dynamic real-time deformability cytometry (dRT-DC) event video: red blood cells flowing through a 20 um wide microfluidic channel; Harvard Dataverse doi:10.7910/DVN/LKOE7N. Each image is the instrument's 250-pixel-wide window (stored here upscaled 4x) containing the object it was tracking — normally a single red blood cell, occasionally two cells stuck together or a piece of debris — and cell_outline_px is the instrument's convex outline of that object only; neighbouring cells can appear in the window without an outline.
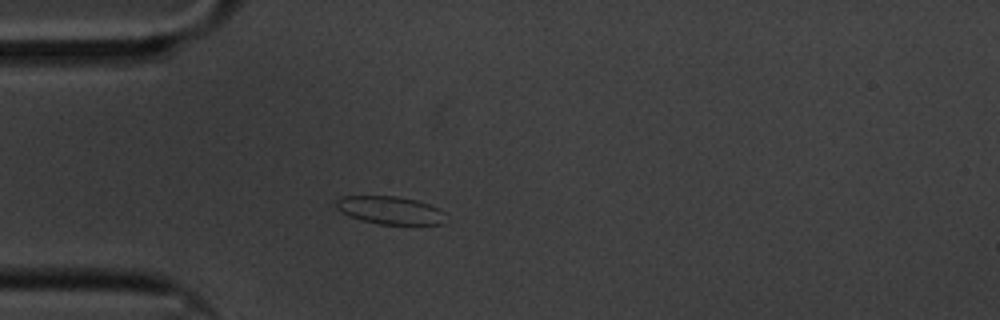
{"species": "common noctule bat (a hibernating species)", "species_latin": "Nyctalus noctula", "temperature_condition": "cold", "stored_images_in_passage": 31, "camera_frame_rate_fps": 3000, "um_per_image_px": 0.085, "animal": {"sex": "male", "body_mass_g": 20.1, "forearm_length_mm": 53.5}, "frame": {"image": 1, "passage_image": 1, "time_ms": 0.0, "image_size_px": [1000, 320], "cell_outline_px": [[444, 224], [380, 224], [360, 220], [348, 216], [340, 212], [336, 208], [336, 200], [340, 196], [396, 196], [416, 200], [428, 204], [444, 212]], "centroid_in_image_um": [33.1, 17.87], "position_along_channel_um": 51.9, "area_um2": 17.8}}
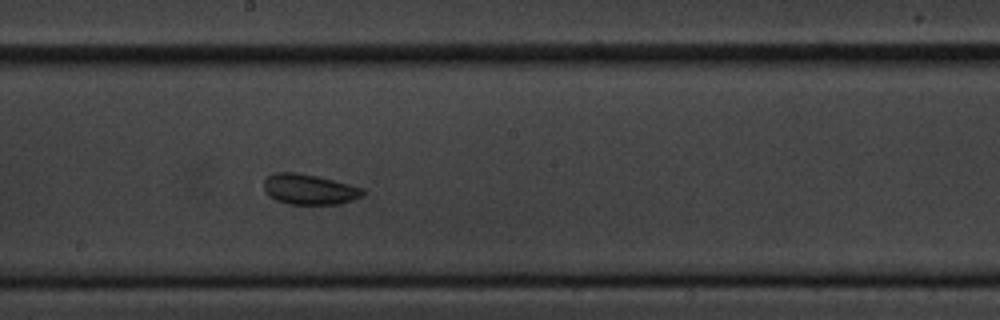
{"frame": {"image": 2, "passage_image": 17, "time_ms": 5.333, "image_size_px": [1000, 320], "cell_outline_px": [[364, 196], [340, 204], [288, 204], [276, 200], [268, 196], [264, 192], [264, 180], [268, 176], [276, 172], [296, 172], [316, 176], [364, 188]], "centroid_in_image_um": [26.27, 16.1], "position_along_channel_um": 221.9, "area_um2": 17.57}}
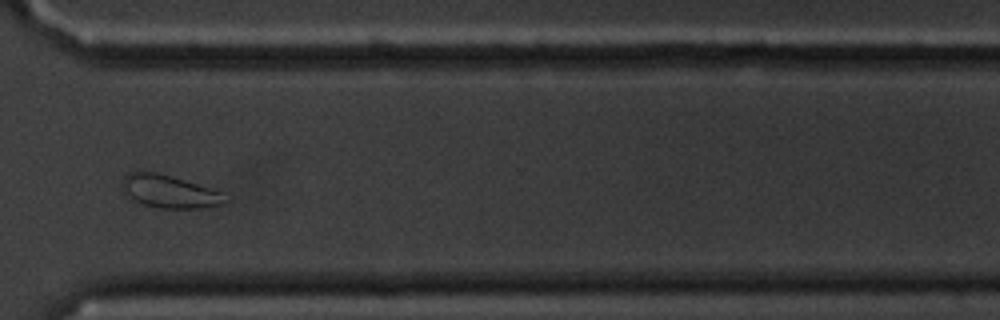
{"frame": {"image": 3, "passage_image": 29, "time_ms": 9.333, "image_size_px": [1000, 320], "cell_outline_px": [[232, 200], [224, 204], [204, 208], [160, 208], [144, 204], [132, 200], [120, 188], [124, 176], [128, 172], [156, 172], [196, 184], [220, 192]], "centroid_in_image_um": [14.39, 16.3], "position_along_channel_um": 356.2, "area_um2": 19.59}, "authors_computed_cell_mechanics": {"area_um2": 17.4556, "velocity_mm_per_s": 3.3546, "shape_relaxation_time_tau1_ms": 2.2366, "shape_relaxation_time_tau2_ms": 2.8085, "deformation_change_tau1": 0.0708, "deformation_change_tau2": 0.0651}}